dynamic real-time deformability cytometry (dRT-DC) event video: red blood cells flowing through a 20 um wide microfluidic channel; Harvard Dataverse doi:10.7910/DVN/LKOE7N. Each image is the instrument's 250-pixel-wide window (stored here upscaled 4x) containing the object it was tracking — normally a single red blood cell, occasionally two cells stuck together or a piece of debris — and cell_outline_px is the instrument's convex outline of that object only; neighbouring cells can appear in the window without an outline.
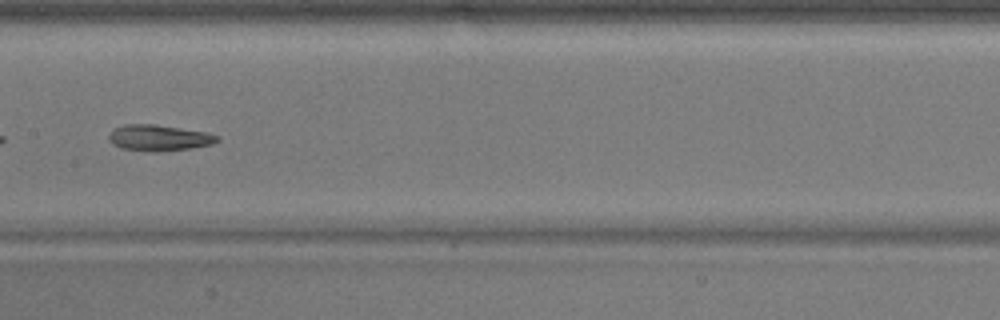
{"species": "common noctule bat (a hibernating species)", "species_latin": "Nyctalus noctula", "temperature_condition": "warm", "stored_images_in_passage": 30, "camera_frame_rate_fps": 3000, "um_per_image_px": 0.085, "animal": {"sex": "male", "body_mass_g": 17.9}, "frame": {"image": 1, "passage_image": 13, "time_ms": 4.0, "image_size_px": [1000, 320], "cell_outline_px": [[220, 140], [212, 144], [192, 148], [156, 152], [152, 152], [120, 148], [112, 144], [108, 140], [108, 136], [116, 128], [124, 124], [156, 124], [208, 132], [220, 136]], "centroid_in_image_um": [13.54, 11.72], "position_along_channel_um": 193.9, "area_um2": 16.65}}
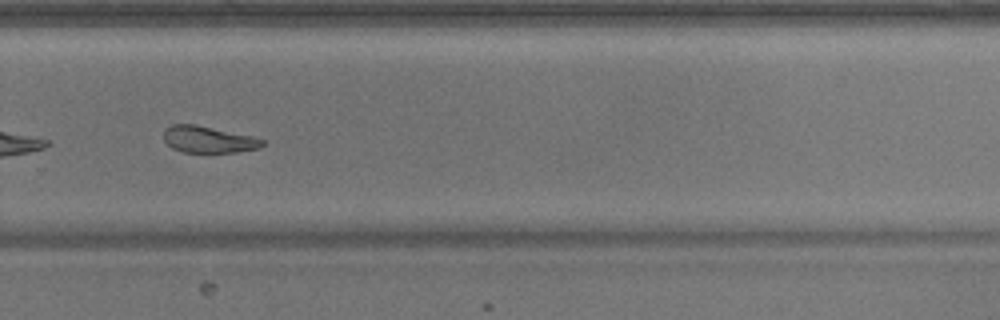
{"frame": {"image": 2, "passage_image": 22, "time_ms": 7.0, "image_size_px": [1000, 320], "cell_outline_px": [[264, 144], [260, 148], [236, 152], [180, 152], [172, 148], [164, 140], [164, 128], [172, 124], [196, 124], [252, 136], [264, 140]], "centroid_in_image_um": [17.69, 11.85], "position_along_channel_um": 312.1, "area_um2": 15.37}}